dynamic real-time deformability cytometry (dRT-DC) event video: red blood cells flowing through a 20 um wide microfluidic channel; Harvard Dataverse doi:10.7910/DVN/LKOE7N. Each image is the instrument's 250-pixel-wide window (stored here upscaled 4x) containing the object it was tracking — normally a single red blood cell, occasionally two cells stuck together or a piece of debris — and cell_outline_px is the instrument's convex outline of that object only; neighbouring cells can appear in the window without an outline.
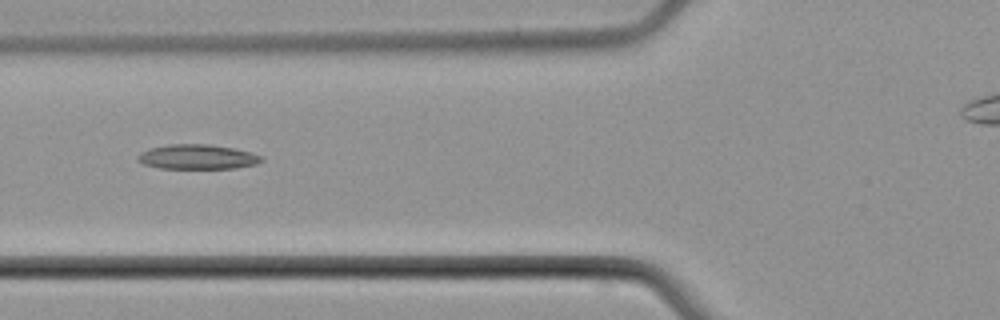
{"species": "common noctule bat (a hibernating species)", "species_latin": "Nyctalus noctula", "temperature_condition": "cold", "stored_images_in_passage": 7, "camera_frame_rate_fps": 3000, "um_per_image_px": 0.085, "animal": {"sex": "male", "body_mass_g": 21.5, "forearm_length_mm": 52.0}, "frame": {"image": 1, "passage_image": 5, "time_ms": 6.0, "image_size_px": [1000, 320], "cell_outline_px": [[264, 160], [256, 164], [236, 168], [160, 168], [144, 164], [136, 160], [136, 156], [140, 152], [148, 148], [168, 144], [208, 144], [232, 148], [264, 156]], "centroid_in_image_um": [16.74, 13.33], "position_along_channel_um": 109.1, "area_um2": 17.86}}
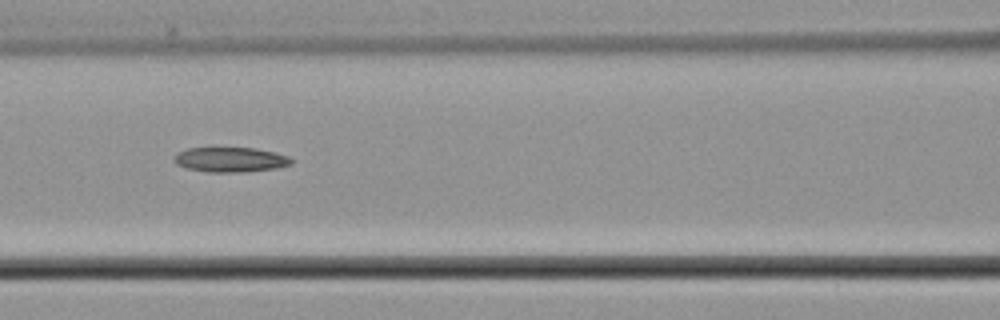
{"frame": {"image": 2, "passage_image": 6, "time_ms": 7.0, "image_size_px": [1000, 320], "cell_outline_px": [[296, 160], [292, 164], [276, 168], [244, 172], [208, 172], [184, 168], [176, 164], [172, 160], [172, 156], [176, 152], [188, 148], [256, 148], [288, 156]], "centroid_in_image_um": [19.54, 13.57], "position_along_channel_um": 147.1, "area_um2": 17.22}}
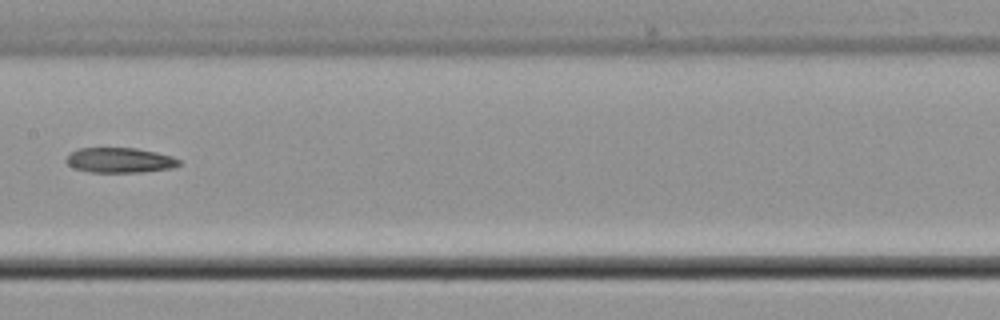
{"frame": {"image": 3, "passage_image": 7, "time_ms": 8.333, "image_size_px": [1000, 320], "cell_outline_px": [[180, 164], [172, 168], [140, 172], [92, 172], [72, 168], [64, 160], [76, 148], [136, 148], [156, 152], [172, 156], [180, 160]], "centroid_in_image_um": [10.16, 13.61], "position_along_channel_um": 197.2, "area_um2": 16.47}}